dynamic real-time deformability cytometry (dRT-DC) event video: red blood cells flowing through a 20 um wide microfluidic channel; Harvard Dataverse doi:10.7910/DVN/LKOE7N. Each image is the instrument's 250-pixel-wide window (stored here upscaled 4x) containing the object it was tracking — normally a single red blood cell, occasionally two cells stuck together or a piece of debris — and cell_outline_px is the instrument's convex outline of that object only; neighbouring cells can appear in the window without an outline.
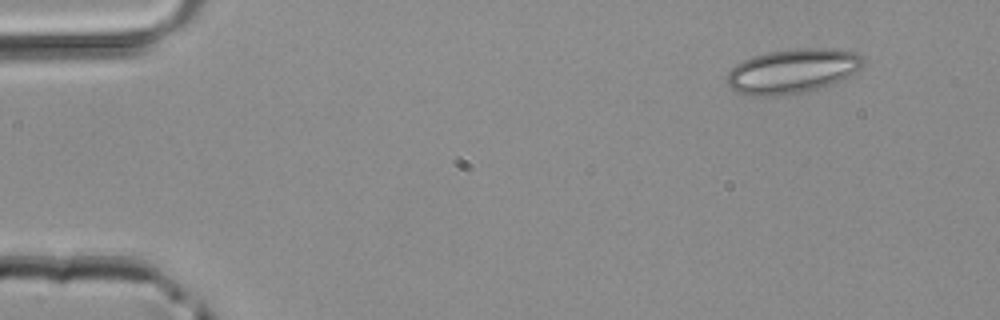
{"species": "common noctule bat (a hibernating species)", "species_latin": "Nyctalus noctula", "temperature_condition": "room temperature", "stored_images_in_passage": 4, "camera_frame_rate_fps": 3000, "um_per_image_px": 0.085, "animal": {"sex": "male", "body_mass_g": 20.4}, "frame": {"image": 1, "passage_image": 1, "time_ms": 0.0, "image_size_px": [1000, 320], "cell_outline_px": [[864, 64], [860, 68], [848, 76], [840, 80], [804, 92], [780, 96], [748, 96], [732, 88], [728, 84], [728, 72], [736, 64], [752, 56], [768, 52], [796, 48], [832, 48], [856, 52], [864, 56]], "centroid_in_image_um": [67.37, 6.02], "position_along_channel_um": 17.6, "area_um2": 35.14}}